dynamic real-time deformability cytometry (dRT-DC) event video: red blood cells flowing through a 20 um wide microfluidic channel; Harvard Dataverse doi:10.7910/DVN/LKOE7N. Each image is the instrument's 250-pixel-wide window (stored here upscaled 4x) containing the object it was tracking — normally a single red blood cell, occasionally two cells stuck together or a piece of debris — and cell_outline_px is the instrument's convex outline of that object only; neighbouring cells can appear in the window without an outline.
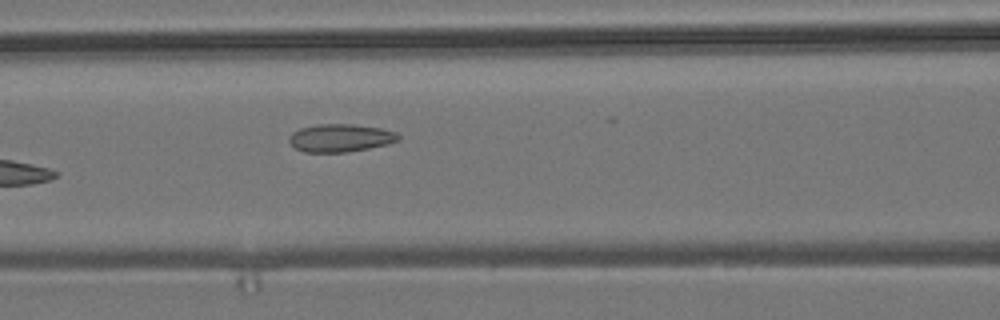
{"species": "common noctule bat (a hibernating species)", "species_latin": "Nyctalus noctula", "temperature_condition": "room temperature", "stored_images_in_passage": 8, "segment_of_instrument_passage": [1, 2], "camera_frame_rate_fps": 3000, "um_per_image_px": 0.085, "animal": {"sex": "male", "body_mass_g": 19.2, "forearm_length_mm": 51.8}, "frame": {"image": 1, "passage_image": 7, "time_ms": 8.0, "image_size_px": [1000, 320], "cell_outline_px": [[400, 140], [388, 144], [348, 152], [304, 152], [296, 148], [288, 140], [288, 136], [292, 132], [300, 128], [320, 124], [352, 124], [380, 128], [396, 132], [400, 136]], "centroid_in_image_um": [28.93, 11.72], "position_along_channel_um": 137.7, "area_um2": 17.74}}